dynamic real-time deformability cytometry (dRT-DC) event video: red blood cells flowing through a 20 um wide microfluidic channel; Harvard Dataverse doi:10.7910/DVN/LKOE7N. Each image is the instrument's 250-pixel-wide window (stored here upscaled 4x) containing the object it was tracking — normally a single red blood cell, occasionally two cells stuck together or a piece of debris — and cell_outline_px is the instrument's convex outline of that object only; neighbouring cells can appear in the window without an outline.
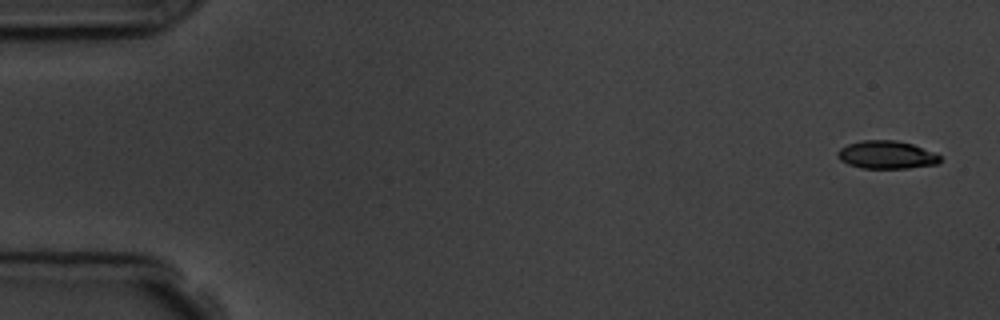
{"species": "common noctule bat (a hibernating species)", "species_latin": "Nyctalus noctula", "temperature_condition": "room temperature", "stored_images_in_passage": 4, "camera_frame_rate_fps": 3000, "um_per_image_px": 0.085, "animal": {"sex": "male", "body_mass_g": 19.5, "forearm_length_mm": 54.6}, "frame": {"image": 1, "passage_image": 1, "time_ms": 0.0, "image_size_px": [1000, 320], "cell_outline_px": [[940, 164], [908, 168], [860, 168], [848, 164], [840, 160], [836, 156], [836, 152], [840, 148], [848, 144], [860, 140], [896, 140], [912, 144], [936, 152], [940, 156]], "centroid_in_image_um": [75.36, 13.16], "position_along_channel_um": 9.6, "area_um2": 16.94}}
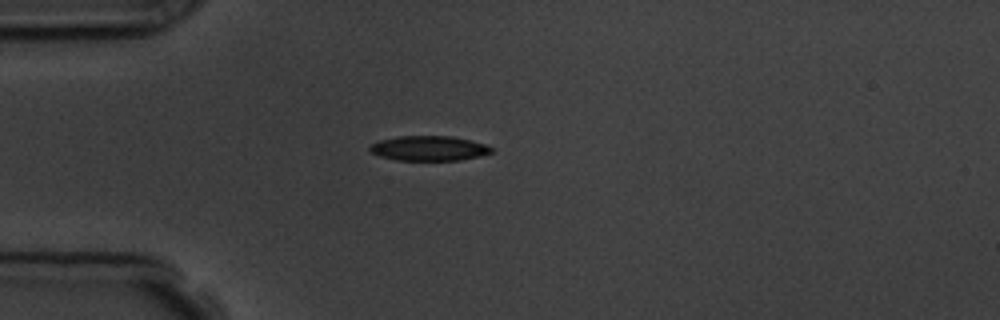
{"frame": {"image": 2, "passage_image": 4, "time_ms": 4.333, "image_size_px": [1000, 320], "cell_outline_px": [[492, 152], [480, 156], [460, 160], [396, 160], [380, 156], [372, 152], [368, 148], [372, 144], [380, 140], [396, 136], [452, 136], [484, 144], [492, 148]], "centroid_in_image_um": [36.44, 12.6], "position_along_channel_um": 48.6, "area_um2": 17.46}}